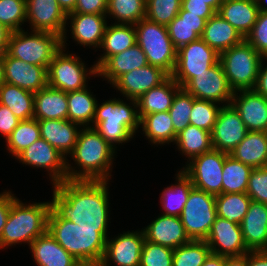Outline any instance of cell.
I'll list each match as a JSON object with an SVG mask.
<instances>
[{"mask_svg": "<svg viewBox=\"0 0 267 266\" xmlns=\"http://www.w3.org/2000/svg\"><path fill=\"white\" fill-rule=\"evenodd\" d=\"M4 54H0V86L3 83Z\"/></svg>", "mask_w": 267, "mask_h": 266, "instance_id": "obj_63", "label": "cell"}, {"mask_svg": "<svg viewBox=\"0 0 267 266\" xmlns=\"http://www.w3.org/2000/svg\"><path fill=\"white\" fill-rule=\"evenodd\" d=\"M47 230L81 264H101L106 239L96 229L81 228L78 224L61 218L51 208Z\"/></svg>", "mask_w": 267, "mask_h": 266, "instance_id": "obj_3", "label": "cell"}, {"mask_svg": "<svg viewBox=\"0 0 267 266\" xmlns=\"http://www.w3.org/2000/svg\"><path fill=\"white\" fill-rule=\"evenodd\" d=\"M244 243L249 251L267 249V204L251 201L240 223Z\"/></svg>", "mask_w": 267, "mask_h": 266, "instance_id": "obj_25", "label": "cell"}, {"mask_svg": "<svg viewBox=\"0 0 267 266\" xmlns=\"http://www.w3.org/2000/svg\"><path fill=\"white\" fill-rule=\"evenodd\" d=\"M246 193L252 201L267 204V166L253 168Z\"/></svg>", "mask_w": 267, "mask_h": 266, "instance_id": "obj_51", "label": "cell"}, {"mask_svg": "<svg viewBox=\"0 0 267 266\" xmlns=\"http://www.w3.org/2000/svg\"><path fill=\"white\" fill-rule=\"evenodd\" d=\"M59 6L64 10L66 14L72 12L76 6L77 0H57Z\"/></svg>", "mask_w": 267, "mask_h": 266, "instance_id": "obj_61", "label": "cell"}, {"mask_svg": "<svg viewBox=\"0 0 267 266\" xmlns=\"http://www.w3.org/2000/svg\"><path fill=\"white\" fill-rule=\"evenodd\" d=\"M225 266H247V253L238 257H225Z\"/></svg>", "mask_w": 267, "mask_h": 266, "instance_id": "obj_60", "label": "cell"}, {"mask_svg": "<svg viewBox=\"0 0 267 266\" xmlns=\"http://www.w3.org/2000/svg\"><path fill=\"white\" fill-rule=\"evenodd\" d=\"M263 58L246 39L219 54V62L234 92L254 90Z\"/></svg>", "mask_w": 267, "mask_h": 266, "instance_id": "obj_6", "label": "cell"}, {"mask_svg": "<svg viewBox=\"0 0 267 266\" xmlns=\"http://www.w3.org/2000/svg\"><path fill=\"white\" fill-rule=\"evenodd\" d=\"M176 184L167 186L161 193V205L164 215L180 216L193 187L191 179L180 169L177 171Z\"/></svg>", "mask_w": 267, "mask_h": 266, "instance_id": "obj_38", "label": "cell"}, {"mask_svg": "<svg viewBox=\"0 0 267 266\" xmlns=\"http://www.w3.org/2000/svg\"><path fill=\"white\" fill-rule=\"evenodd\" d=\"M14 195L9 190H4V192L0 193V236L11 210V205L17 199Z\"/></svg>", "mask_w": 267, "mask_h": 266, "instance_id": "obj_55", "label": "cell"}, {"mask_svg": "<svg viewBox=\"0 0 267 266\" xmlns=\"http://www.w3.org/2000/svg\"><path fill=\"white\" fill-rule=\"evenodd\" d=\"M12 31L0 23V54H6Z\"/></svg>", "mask_w": 267, "mask_h": 266, "instance_id": "obj_58", "label": "cell"}, {"mask_svg": "<svg viewBox=\"0 0 267 266\" xmlns=\"http://www.w3.org/2000/svg\"><path fill=\"white\" fill-rule=\"evenodd\" d=\"M262 7L260 0H226L217 13L245 38L251 32Z\"/></svg>", "mask_w": 267, "mask_h": 266, "instance_id": "obj_26", "label": "cell"}, {"mask_svg": "<svg viewBox=\"0 0 267 266\" xmlns=\"http://www.w3.org/2000/svg\"><path fill=\"white\" fill-rule=\"evenodd\" d=\"M106 16L115 24L135 25L146 17V0H107Z\"/></svg>", "mask_w": 267, "mask_h": 266, "instance_id": "obj_42", "label": "cell"}, {"mask_svg": "<svg viewBox=\"0 0 267 266\" xmlns=\"http://www.w3.org/2000/svg\"><path fill=\"white\" fill-rule=\"evenodd\" d=\"M3 82L36 93L48 85L47 69L26 63L6 53L4 54Z\"/></svg>", "mask_w": 267, "mask_h": 266, "instance_id": "obj_20", "label": "cell"}, {"mask_svg": "<svg viewBox=\"0 0 267 266\" xmlns=\"http://www.w3.org/2000/svg\"><path fill=\"white\" fill-rule=\"evenodd\" d=\"M145 240L171 249L189 243L180 217L160 214L149 225L142 228Z\"/></svg>", "mask_w": 267, "mask_h": 266, "instance_id": "obj_22", "label": "cell"}, {"mask_svg": "<svg viewBox=\"0 0 267 266\" xmlns=\"http://www.w3.org/2000/svg\"><path fill=\"white\" fill-rule=\"evenodd\" d=\"M38 123L40 137L58 150L66 159L67 155L70 157L82 126L68 119H45L38 120Z\"/></svg>", "mask_w": 267, "mask_h": 266, "instance_id": "obj_24", "label": "cell"}, {"mask_svg": "<svg viewBox=\"0 0 267 266\" xmlns=\"http://www.w3.org/2000/svg\"><path fill=\"white\" fill-rule=\"evenodd\" d=\"M67 14L57 0H26V22L32 31L54 33L62 37V48L66 49ZM67 24V25H66Z\"/></svg>", "mask_w": 267, "mask_h": 266, "instance_id": "obj_13", "label": "cell"}, {"mask_svg": "<svg viewBox=\"0 0 267 266\" xmlns=\"http://www.w3.org/2000/svg\"><path fill=\"white\" fill-rule=\"evenodd\" d=\"M145 241L143 231H127L117 237L106 239V250L101 266H140L142 247Z\"/></svg>", "mask_w": 267, "mask_h": 266, "instance_id": "obj_17", "label": "cell"}, {"mask_svg": "<svg viewBox=\"0 0 267 266\" xmlns=\"http://www.w3.org/2000/svg\"><path fill=\"white\" fill-rule=\"evenodd\" d=\"M180 85L169 76L160 85L144 93L137 101L138 115L141 119L146 114L168 111Z\"/></svg>", "mask_w": 267, "mask_h": 266, "instance_id": "obj_32", "label": "cell"}, {"mask_svg": "<svg viewBox=\"0 0 267 266\" xmlns=\"http://www.w3.org/2000/svg\"><path fill=\"white\" fill-rule=\"evenodd\" d=\"M179 217L190 240L205 241L217 217L215 195L192 187Z\"/></svg>", "mask_w": 267, "mask_h": 266, "instance_id": "obj_10", "label": "cell"}, {"mask_svg": "<svg viewBox=\"0 0 267 266\" xmlns=\"http://www.w3.org/2000/svg\"><path fill=\"white\" fill-rule=\"evenodd\" d=\"M210 253L206 241L191 240L174 249L172 266H201Z\"/></svg>", "mask_w": 267, "mask_h": 266, "instance_id": "obj_44", "label": "cell"}, {"mask_svg": "<svg viewBox=\"0 0 267 266\" xmlns=\"http://www.w3.org/2000/svg\"><path fill=\"white\" fill-rule=\"evenodd\" d=\"M181 8L189 12V14L198 15L208 20L216 12L206 3L199 0H181Z\"/></svg>", "mask_w": 267, "mask_h": 266, "instance_id": "obj_53", "label": "cell"}, {"mask_svg": "<svg viewBox=\"0 0 267 266\" xmlns=\"http://www.w3.org/2000/svg\"><path fill=\"white\" fill-rule=\"evenodd\" d=\"M40 138V128L37 119L21 120L18 126L5 139L6 150H8L13 157H17L27 147L32 145Z\"/></svg>", "mask_w": 267, "mask_h": 266, "instance_id": "obj_43", "label": "cell"}, {"mask_svg": "<svg viewBox=\"0 0 267 266\" xmlns=\"http://www.w3.org/2000/svg\"><path fill=\"white\" fill-rule=\"evenodd\" d=\"M79 266H101V264H80Z\"/></svg>", "mask_w": 267, "mask_h": 266, "instance_id": "obj_64", "label": "cell"}, {"mask_svg": "<svg viewBox=\"0 0 267 266\" xmlns=\"http://www.w3.org/2000/svg\"><path fill=\"white\" fill-rule=\"evenodd\" d=\"M196 99L231 104L234 91L230 88L220 62L195 76L183 87Z\"/></svg>", "mask_w": 267, "mask_h": 266, "instance_id": "obj_14", "label": "cell"}, {"mask_svg": "<svg viewBox=\"0 0 267 266\" xmlns=\"http://www.w3.org/2000/svg\"><path fill=\"white\" fill-rule=\"evenodd\" d=\"M51 201L26 204L18 198L12 203L0 236V249L28 243V246L48 228Z\"/></svg>", "mask_w": 267, "mask_h": 266, "instance_id": "obj_5", "label": "cell"}, {"mask_svg": "<svg viewBox=\"0 0 267 266\" xmlns=\"http://www.w3.org/2000/svg\"><path fill=\"white\" fill-rule=\"evenodd\" d=\"M231 104L238 111L247 131L267 132V98L255 90L233 93Z\"/></svg>", "mask_w": 267, "mask_h": 266, "instance_id": "obj_21", "label": "cell"}, {"mask_svg": "<svg viewBox=\"0 0 267 266\" xmlns=\"http://www.w3.org/2000/svg\"><path fill=\"white\" fill-rule=\"evenodd\" d=\"M264 60H267V57H264L261 62L260 70H259V74L257 78V83H256L254 90L258 94L267 98V65H265Z\"/></svg>", "mask_w": 267, "mask_h": 266, "instance_id": "obj_56", "label": "cell"}, {"mask_svg": "<svg viewBox=\"0 0 267 266\" xmlns=\"http://www.w3.org/2000/svg\"><path fill=\"white\" fill-rule=\"evenodd\" d=\"M246 133L245 124L234 106L222 105L211 132L213 149L230 154Z\"/></svg>", "mask_w": 267, "mask_h": 266, "instance_id": "obj_16", "label": "cell"}, {"mask_svg": "<svg viewBox=\"0 0 267 266\" xmlns=\"http://www.w3.org/2000/svg\"><path fill=\"white\" fill-rule=\"evenodd\" d=\"M228 155L211 149L193 157L181 170L191 179L193 187L216 196L222 194L223 165Z\"/></svg>", "mask_w": 267, "mask_h": 266, "instance_id": "obj_11", "label": "cell"}, {"mask_svg": "<svg viewBox=\"0 0 267 266\" xmlns=\"http://www.w3.org/2000/svg\"><path fill=\"white\" fill-rule=\"evenodd\" d=\"M174 250L159 244L144 241L140 266H172Z\"/></svg>", "mask_w": 267, "mask_h": 266, "instance_id": "obj_49", "label": "cell"}, {"mask_svg": "<svg viewBox=\"0 0 267 266\" xmlns=\"http://www.w3.org/2000/svg\"><path fill=\"white\" fill-rule=\"evenodd\" d=\"M199 1H206V3L217 13L223 0H199Z\"/></svg>", "mask_w": 267, "mask_h": 266, "instance_id": "obj_62", "label": "cell"}, {"mask_svg": "<svg viewBox=\"0 0 267 266\" xmlns=\"http://www.w3.org/2000/svg\"><path fill=\"white\" fill-rule=\"evenodd\" d=\"M67 92L46 86L34 93V119H67Z\"/></svg>", "mask_w": 267, "mask_h": 266, "instance_id": "obj_33", "label": "cell"}, {"mask_svg": "<svg viewBox=\"0 0 267 266\" xmlns=\"http://www.w3.org/2000/svg\"><path fill=\"white\" fill-rule=\"evenodd\" d=\"M136 41V30L133 24H115L108 26L100 45L103 54L94 64L97 70L113 55L121 53L134 46Z\"/></svg>", "mask_w": 267, "mask_h": 266, "instance_id": "obj_30", "label": "cell"}, {"mask_svg": "<svg viewBox=\"0 0 267 266\" xmlns=\"http://www.w3.org/2000/svg\"><path fill=\"white\" fill-rule=\"evenodd\" d=\"M0 104L8 107L20 120L33 119L34 93L3 82L0 86Z\"/></svg>", "mask_w": 267, "mask_h": 266, "instance_id": "obj_37", "label": "cell"}, {"mask_svg": "<svg viewBox=\"0 0 267 266\" xmlns=\"http://www.w3.org/2000/svg\"><path fill=\"white\" fill-rule=\"evenodd\" d=\"M218 54L241 43L245 38L229 22L215 13L206 22L200 37Z\"/></svg>", "mask_w": 267, "mask_h": 266, "instance_id": "obj_29", "label": "cell"}, {"mask_svg": "<svg viewBox=\"0 0 267 266\" xmlns=\"http://www.w3.org/2000/svg\"><path fill=\"white\" fill-rule=\"evenodd\" d=\"M148 65L145 53L136 43L134 46L111 56L97 71L112 85L124 73Z\"/></svg>", "mask_w": 267, "mask_h": 266, "instance_id": "obj_28", "label": "cell"}, {"mask_svg": "<svg viewBox=\"0 0 267 266\" xmlns=\"http://www.w3.org/2000/svg\"><path fill=\"white\" fill-rule=\"evenodd\" d=\"M62 48V37L44 31L12 32L7 53L16 59L32 65L48 68L54 56Z\"/></svg>", "mask_w": 267, "mask_h": 266, "instance_id": "obj_7", "label": "cell"}, {"mask_svg": "<svg viewBox=\"0 0 267 266\" xmlns=\"http://www.w3.org/2000/svg\"><path fill=\"white\" fill-rule=\"evenodd\" d=\"M115 155V149L94 127H81L77 143L70 154L80 169L69 164L67 159V180L109 181Z\"/></svg>", "mask_w": 267, "mask_h": 266, "instance_id": "obj_2", "label": "cell"}, {"mask_svg": "<svg viewBox=\"0 0 267 266\" xmlns=\"http://www.w3.org/2000/svg\"><path fill=\"white\" fill-rule=\"evenodd\" d=\"M169 75L161 68L145 65L121 75L112 86L126 99L138 100L144 93L160 85Z\"/></svg>", "mask_w": 267, "mask_h": 266, "instance_id": "obj_19", "label": "cell"}, {"mask_svg": "<svg viewBox=\"0 0 267 266\" xmlns=\"http://www.w3.org/2000/svg\"><path fill=\"white\" fill-rule=\"evenodd\" d=\"M215 102L196 99L193 96V107L190 113V125L212 132L222 106Z\"/></svg>", "mask_w": 267, "mask_h": 266, "instance_id": "obj_46", "label": "cell"}, {"mask_svg": "<svg viewBox=\"0 0 267 266\" xmlns=\"http://www.w3.org/2000/svg\"><path fill=\"white\" fill-rule=\"evenodd\" d=\"M205 241L211 253L220 256L238 257L249 252L243 240L240 224L218 216Z\"/></svg>", "mask_w": 267, "mask_h": 266, "instance_id": "obj_18", "label": "cell"}, {"mask_svg": "<svg viewBox=\"0 0 267 266\" xmlns=\"http://www.w3.org/2000/svg\"><path fill=\"white\" fill-rule=\"evenodd\" d=\"M201 266H225V257L210 253Z\"/></svg>", "mask_w": 267, "mask_h": 266, "instance_id": "obj_59", "label": "cell"}, {"mask_svg": "<svg viewBox=\"0 0 267 266\" xmlns=\"http://www.w3.org/2000/svg\"><path fill=\"white\" fill-rule=\"evenodd\" d=\"M26 22V0H0V23L12 32L22 30Z\"/></svg>", "mask_w": 267, "mask_h": 266, "instance_id": "obj_48", "label": "cell"}, {"mask_svg": "<svg viewBox=\"0 0 267 266\" xmlns=\"http://www.w3.org/2000/svg\"><path fill=\"white\" fill-rule=\"evenodd\" d=\"M175 144L181 155L189 159L187 162L213 149L211 132L190 124L177 134Z\"/></svg>", "mask_w": 267, "mask_h": 266, "instance_id": "obj_39", "label": "cell"}, {"mask_svg": "<svg viewBox=\"0 0 267 266\" xmlns=\"http://www.w3.org/2000/svg\"><path fill=\"white\" fill-rule=\"evenodd\" d=\"M15 159L33 168L46 169L53 186L67 180V159L41 137Z\"/></svg>", "mask_w": 267, "mask_h": 266, "instance_id": "obj_15", "label": "cell"}, {"mask_svg": "<svg viewBox=\"0 0 267 266\" xmlns=\"http://www.w3.org/2000/svg\"><path fill=\"white\" fill-rule=\"evenodd\" d=\"M253 168L228 155L223 165L222 193H246Z\"/></svg>", "mask_w": 267, "mask_h": 266, "instance_id": "obj_41", "label": "cell"}, {"mask_svg": "<svg viewBox=\"0 0 267 266\" xmlns=\"http://www.w3.org/2000/svg\"><path fill=\"white\" fill-rule=\"evenodd\" d=\"M193 107V95L184 88H180L173 99L172 106L168 110L172 118V124L176 134L180 133L190 124V113Z\"/></svg>", "mask_w": 267, "mask_h": 266, "instance_id": "obj_45", "label": "cell"}, {"mask_svg": "<svg viewBox=\"0 0 267 266\" xmlns=\"http://www.w3.org/2000/svg\"><path fill=\"white\" fill-rule=\"evenodd\" d=\"M140 128L148 141L157 147L171 142L175 143L177 138L168 111L144 115L140 119Z\"/></svg>", "mask_w": 267, "mask_h": 266, "instance_id": "obj_35", "label": "cell"}, {"mask_svg": "<svg viewBox=\"0 0 267 266\" xmlns=\"http://www.w3.org/2000/svg\"><path fill=\"white\" fill-rule=\"evenodd\" d=\"M207 20L198 15L189 14L180 9L178 15L166 26L168 34L176 49L199 39Z\"/></svg>", "mask_w": 267, "mask_h": 266, "instance_id": "obj_34", "label": "cell"}, {"mask_svg": "<svg viewBox=\"0 0 267 266\" xmlns=\"http://www.w3.org/2000/svg\"><path fill=\"white\" fill-rule=\"evenodd\" d=\"M72 39L81 46L100 48L107 27L106 14L68 13Z\"/></svg>", "mask_w": 267, "mask_h": 266, "instance_id": "obj_23", "label": "cell"}, {"mask_svg": "<svg viewBox=\"0 0 267 266\" xmlns=\"http://www.w3.org/2000/svg\"><path fill=\"white\" fill-rule=\"evenodd\" d=\"M21 120L6 106L0 104V135L7 138Z\"/></svg>", "mask_w": 267, "mask_h": 266, "instance_id": "obj_54", "label": "cell"}, {"mask_svg": "<svg viewBox=\"0 0 267 266\" xmlns=\"http://www.w3.org/2000/svg\"><path fill=\"white\" fill-rule=\"evenodd\" d=\"M219 62V54L201 38L177 49L171 77L183 88L195 74L206 72Z\"/></svg>", "mask_w": 267, "mask_h": 266, "instance_id": "obj_12", "label": "cell"}, {"mask_svg": "<svg viewBox=\"0 0 267 266\" xmlns=\"http://www.w3.org/2000/svg\"><path fill=\"white\" fill-rule=\"evenodd\" d=\"M127 100L130 103L120 98H111L101 104L97 102L95 117L90 126L94 127L115 150L117 144L122 145L133 139L140 127L137 101Z\"/></svg>", "mask_w": 267, "mask_h": 266, "instance_id": "obj_4", "label": "cell"}, {"mask_svg": "<svg viewBox=\"0 0 267 266\" xmlns=\"http://www.w3.org/2000/svg\"><path fill=\"white\" fill-rule=\"evenodd\" d=\"M65 51L61 48L47 68L48 86L63 92L86 88L88 79H90L89 75L94 77L98 75L96 66L92 65L87 69L80 57L65 53Z\"/></svg>", "mask_w": 267, "mask_h": 266, "instance_id": "obj_9", "label": "cell"}, {"mask_svg": "<svg viewBox=\"0 0 267 266\" xmlns=\"http://www.w3.org/2000/svg\"><path fill=\"white\" fill-rule=\"evenodd\" d=\"M97 102L88 86L80 90L67 92V119L82 127L91 126L95 117Z\"/></svg>", "mask_w": 267, "mask_h": 266, "instance_id": "obj_36", "label": "cell"}, {"mask_svg": "<svg viewBox=\"0 0 267 266\" xmlns=\"http://www.w3.org/2000/svg\"><path fill=\"white\" fill-rule=\"evenodd\" d=\"M29 248L37 266H79L81 264L54 239L48 230L37 237Z\"/></svg>", "mask_w": 267, "mask_h": 266, "instance_id": "obj_27", "label": "cell"}, {"mask_svg": "<svg viewBox=\"0 0 267 266\" xmlns=\"http://www.w3.org/2000/svg\"><path fill=\"white\" fill-rule=\"evenodd\" d=\"M109 181L65 180L52 186L51 208L81 228L96 229L108 238Z\"/></svg>", "mask_w": 267, "mask_h": 266, "instance_id": "obj_1", "label": "cell"}, {"mask_svg": "<svg viewBox=\"0 0 267 266\" xmlns=\"http://www.w3.org/2000/svg\"><path fill=\"white\" fill-rule=\"evenodd\" d=\"M247 266H267V251L247 252Z\"/></svg>", "mask_w": 267, "mask_h": 266, "instance_id": "obj_57", "label": "cell"}, {"mask_svg": "<svg viewBox=\"0 0 267 266\" xmlns=\"http://www.w3.org/2000/svg\"><path fill=\"white\" fill-rule=\"evenodd\" d=\"M262 3L264 4L263 7L267 10V0H263Z\"/></svg>", "mask_w": 267, "mask_h": 266, "instance_id": "obj_65", "label": "cell"}, {"mask_svg": "<svg viewBox=\"0 0 267 266\" xmlns=\"http://www.w3.org/2000/svg\"><path fill=\"white\" fill-rule=\"evenodd\" d=\"M245 39L261 56L267 57V10L264 7L260 10L257 21Z\"/></svg>", "mask_w": 267, "mask_h": 266, "instance_id": "obj_50", "label": "cell"}, {"mask_svg": "<svg viewBox=\"0 0 267 266\" xmlns=\"http://www.w3.org/2000/svg\"><path fill=\"white\" fill-rule=\"evenodd\" d=\"M107 0H77L74 10L70 13L106 14Z\"/></svg>", "mask_w": 267, "mask_h": 266, "instance_id": "obj_52", "label": "cell"}, {"mask_svg": "<svg viewBox=\"0 0 267 266\" xmlns=\"http://www.w3.org/2000/svg\"><path fill=\"white\" fill-rule=\"evenodd\" d=\"M134 27L137 44L145 53L148 64L161 68L171 76L176 64L177 49L169 37L167 27L146 17Z\"/></svg>", "mask_w": 267, "mask_h": 266, "instance_id": "obj_8", "label": "cell"}, {"mask_svg": "<svg viewBox=\"0 0 267 266\" xmlns=\"http://www.w3.org/2000/svg\"><path fill=\"white\" fill-rule=\"evenodd\" d=\"M252 168L267 166V132L247 131L244 139L229 154Z\"/></svg>", "mask_w": 267, "mask_h": 266, "instance_id": "obj_31", "label": "cell"}, {"mask_svg": "<svg viewBox=\"0 0 267 266\" xmlns=\"http://www.w3.org/2000/svg\"><path fill=\"white\" fill-rule=\"evenodd\" d=\"M251 198L247 193H222L215 196L217 216L240 224L246 215Z\"/></svg>", "mask_w": 267, "mask_h": 266, "instance_id": "obj_40", "label": "cell"}, {"mask_svg": "<svg viewBox=\"0 0 267 266\" xmlns=\"http://www.w3.org/2000/svg\"><path fill=\"white\" fill-rule=\"evenodd\" d=\"M181 0H146V18L167 26L179 13Z\"/></svg>", "mask_w": 267, "mask_h": 266, "instance_id": "obj_47", "label": "cell"}]
</instances>
